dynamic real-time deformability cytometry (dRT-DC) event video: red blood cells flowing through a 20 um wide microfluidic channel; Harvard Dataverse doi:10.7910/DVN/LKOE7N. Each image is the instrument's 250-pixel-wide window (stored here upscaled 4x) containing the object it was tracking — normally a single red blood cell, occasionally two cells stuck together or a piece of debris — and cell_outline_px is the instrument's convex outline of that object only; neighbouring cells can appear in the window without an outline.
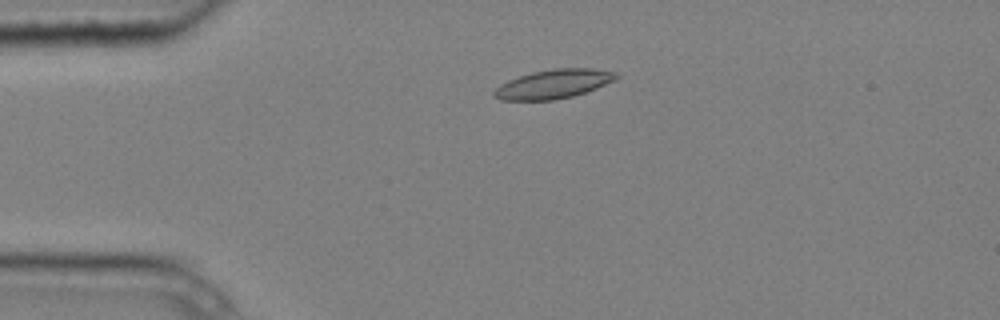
{"species": "common noctule bat (a hibernating species)", "species_latin": "Nyctalus noctula", "temperature_condition": "cold", "stored_images_in_passage": 6, "camera_frame_rate_fps": 3000, "um_per_image_px": 0.085, "animal": {"sex": "male", "body_mass_g": 20.4}, "frame": {"image": 1, "passage_image": 6, "time_ms": 1.667, "image_size_px": [1000, 320], "cell_outline_px": [[620, 76], [596, 88], [572, 96], [556, 100], [500, 100], [492, 96], [492, 92], [500, 84], [508, 80], [532, 72], [552, 68], [592, 68], [616, 72]], "centroid_in_image_um": [47.0, 7.14], "position_along_channel_um": 38.0, "area_um2": 20.58}}